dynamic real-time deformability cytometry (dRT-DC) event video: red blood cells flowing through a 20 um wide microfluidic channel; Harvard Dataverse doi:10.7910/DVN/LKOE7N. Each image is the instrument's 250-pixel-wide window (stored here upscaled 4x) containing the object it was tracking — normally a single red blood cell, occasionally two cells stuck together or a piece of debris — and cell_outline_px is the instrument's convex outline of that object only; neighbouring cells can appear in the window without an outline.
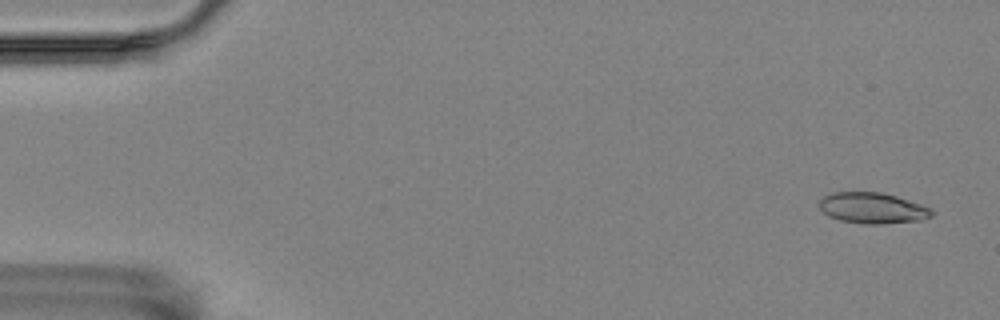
{"species": "Egyptian fruit bat (a non-hibernating species)", "species_latin": "Rousettus aegyptiacus", "temperature_condition": "room temperature", "stored_images_in_passage": 57, "camera_frame_rate_fps": 3000, "um_per_image_px": 0.085, "animal": {"sex": "female"}, "frame": {"image": 1, "passage_image": 3, "time_ms": 0.667, "image_size_px": [1000, 320], "cell_outline_px": [[932, 216], [920, 220], [884, 224], [864, 224], [840, 220], [828, 216], [820, 208], [820, 200], [824, 196], [832, 192], [880, 192], [896, 196], [932, 208]], "centroid_in_image_um": [74.16, 17.69], "position_along_channel_um": 10.8, "area_um2": 20.17}}
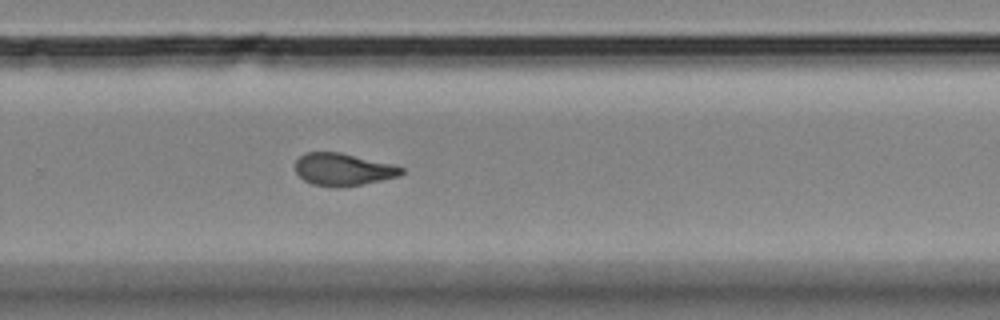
{"frame": {"image": 2, "passage_image": 38, "time_ms": 12.333, "image_size_px": [1000, 320], "cell_outline_px": [[404, 172], [400, 176], [344, 188], [332, 188], [312, 184], [304, 180], [296, 172], [296, 160], [304, 152], [340, 152], [392, 164], [404, 168]], "centroid_in_image_um": [29.16, 14.42], "position_along_channel_um": 300.6, "area_um2": 20.23}}
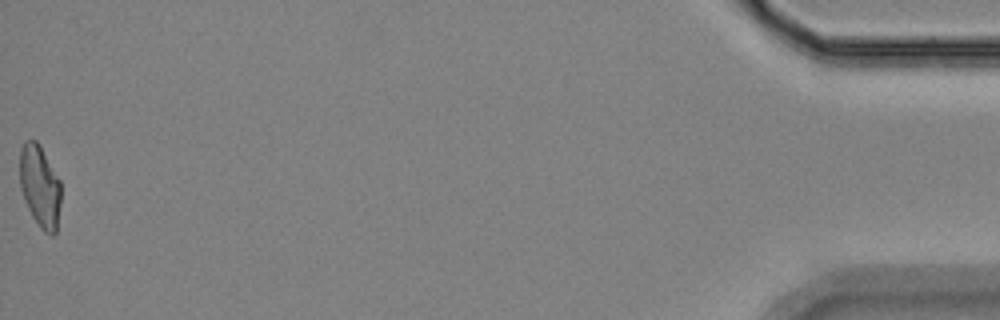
{"frame": {"image": 3, "passage_image": 57, "time_ms": 18.667, "image_size_px": [1000, 320], "cell_outline_px": [[60, 204], [56, 236], [52, 236], [44, 232], [40, 228], [32, 216], [24, 200], [20, 188], [20, 148], [24, 140], [36, 140], [40, 144], [60, 180]], "centroid_in_image_um": [3.39, 15.84], "position_along_channel_um": 431.8, "area_um2": 20.0}, "authors_computed_cell_mechanics": {"area_um2": 20.1722, "velocity_mm_per_s": 3.554, "shape_relaxation_time_tau1_ms": null, "shape_relaxation_time_tau2_ms": 1.9248, "deformation_change_tau1": null, "deformation_change_tau2": 0.0968}}